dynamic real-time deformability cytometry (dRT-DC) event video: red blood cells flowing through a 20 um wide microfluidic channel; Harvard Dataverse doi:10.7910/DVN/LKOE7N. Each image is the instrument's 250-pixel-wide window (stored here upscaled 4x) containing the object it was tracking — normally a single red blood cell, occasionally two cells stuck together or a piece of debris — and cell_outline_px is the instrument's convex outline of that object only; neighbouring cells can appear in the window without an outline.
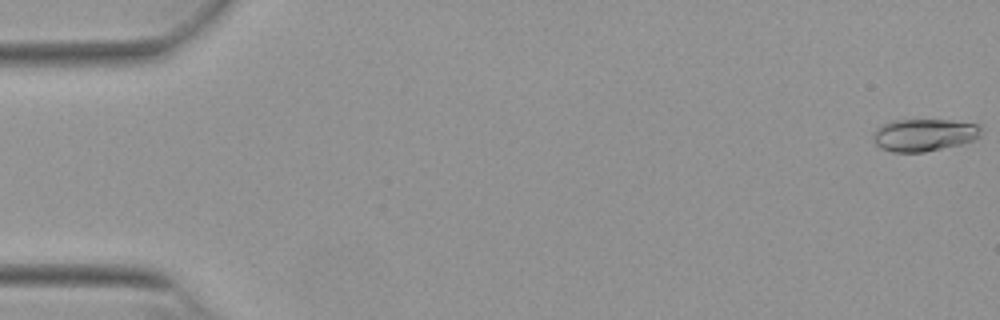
{"species": "Egyptian fruit bat (a non-hibernating species)", "species_latin": "Rousettus aegyptiacus", "temperature_condition": "warm", "stored_images_in_passage": 53, "camera_frame_rate_fps": 3000, "um_per_image_px": 0.085, "animal": {"sex": "female"}, "frame": {"image": 1, "passage_image": 1, "time_ms": 0.0, "image_size_px": [1000, 320], "cell_outline_px": [[984, 128], [980, 136], [976, 140], [964, 144], [924, 152], [892, 152], [880, 148], [872, 140], [872, 132], [876, 128], [892, 120], [952, 120], [980, 124]], "centroid_in_image_um": [78.59, 11.47], "position_along_channel_um": 6.4, "area_um2": 20.92}}
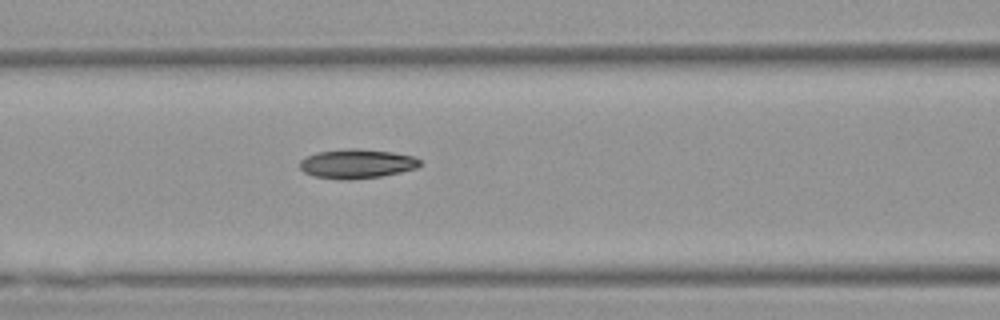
{"frame": {"image": 2, "passage_image": 23, "time_ms": 7.333, "image_size_px": [1000, 320], "cell_outline_px": [[420, 164], [416, 168], [400, 172], [380, 176], [316, 176], [304, 172], [300, 168], [300, 160], [316, 152], [344, 148], [360, 148], [392, 152], [412, 156], [420, 160]], "centroid_in_image_um": [30.35, 13.84], "position_along_channel_um": 136.3, "area_um2": 19.42}}
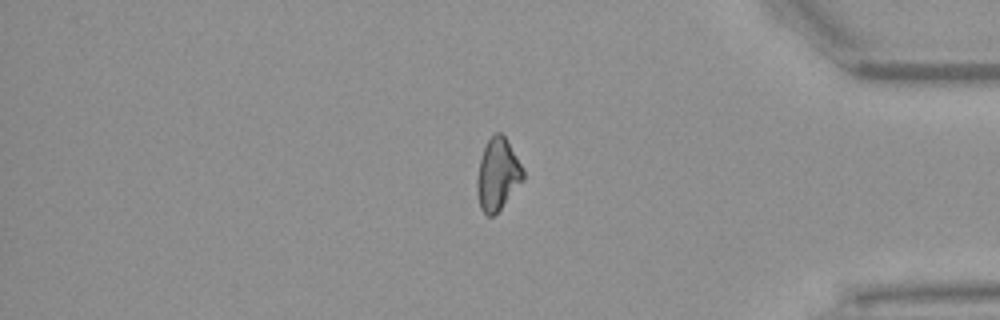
{"frame": {"image": 3, "passage_image": 45, "time_ms": 14.667, "image_size_px": [1000, 320], "cell_outline_px": [[524, 180], [500, 208], [492, 216], [488, 216], [480, 208], [476, 188], [476, 180], [480, 160], [484, 148], [488, 140], [496, 132], [500, 132], [508, 140], [524, 168]], "centroid_in_image_um": [42.31, 14.8], "position_along_channel_um": 392.9, "area_um2": 19.25}, "authors_computed_cell_mechanics": {"area_um2": 19.8254, "velocity_mm_per_s": 3.8637, "shape_relaxation_time_tau1_ms": null, "shape_relaxation_time_tau2_ms": 4.758, "deformation_change_tau1": null, "deformation_change_tau2": 0.0933}}